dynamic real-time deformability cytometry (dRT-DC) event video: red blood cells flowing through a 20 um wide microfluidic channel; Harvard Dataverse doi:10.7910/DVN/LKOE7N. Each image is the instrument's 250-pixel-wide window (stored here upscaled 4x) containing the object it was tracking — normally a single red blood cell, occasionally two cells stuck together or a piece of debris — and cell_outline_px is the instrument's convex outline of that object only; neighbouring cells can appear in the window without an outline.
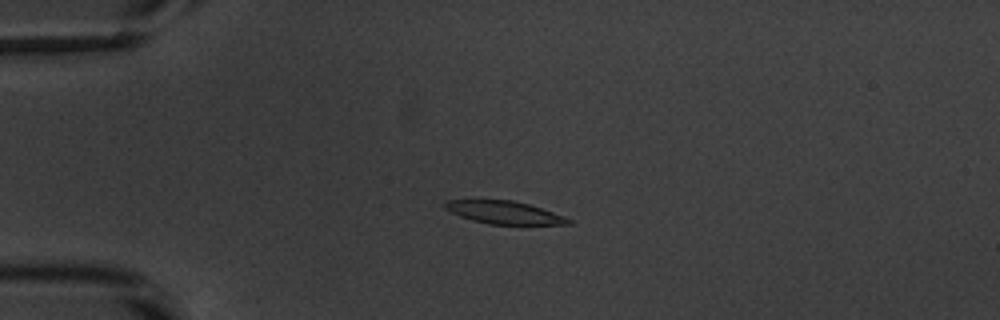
{"species": "common noctule bat (a hibernating species)", "species_latin": "Nyctalus noctula", "temperature_condition": "warm", "stored_images_in_passage": 53, "camera_frame_rate_fps": 3000, "um_per_image_px": 0.085, "animal": {"sex": "male", "body_mass_g": 20.1, "forearm_length_mm": 53.5}, "frame": {"image": 1, "passage_image": 13, "time_ms": 4.0, "image_size_px": [1000, 320], "cell_outline_px": [[572, 224], [488, 224], [472, 220], [460, 216], [444, 208], [444, 200], [512, 200], [528, 204], [564, 216], [572, 220]], "centroid_in_image_um": [42.83, 18.06], "position_along_channel_um": 42.2, "area_um2": 16.18}}
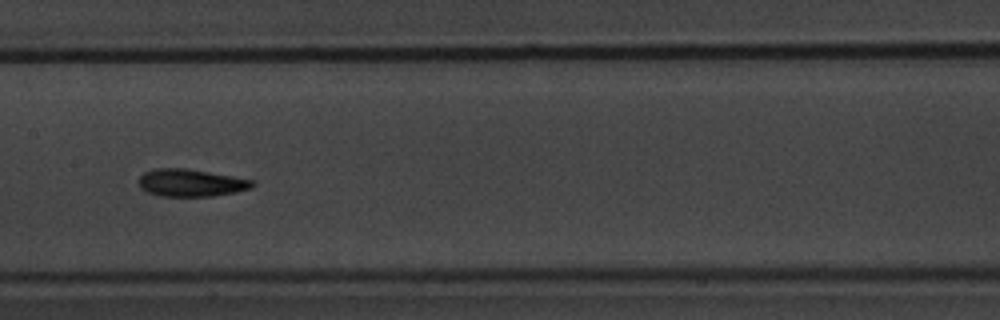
{"frame": {"image": 2, "passage_image": 27, "time_ms": 8.667, "image_size_px": [1000, 320], "cell_outline_px": [[256, 184], [252, 188], [236, 192], [212, 196], [160, 196], [148, 192], [140, 188], [140, 176], [144, 172], [156, 168], [184, 168], [256, 180]], "centroid_in_image_um": [16.27, 15.54], "position_along_channel_um": 191.1, "area_um2": 18.15}}
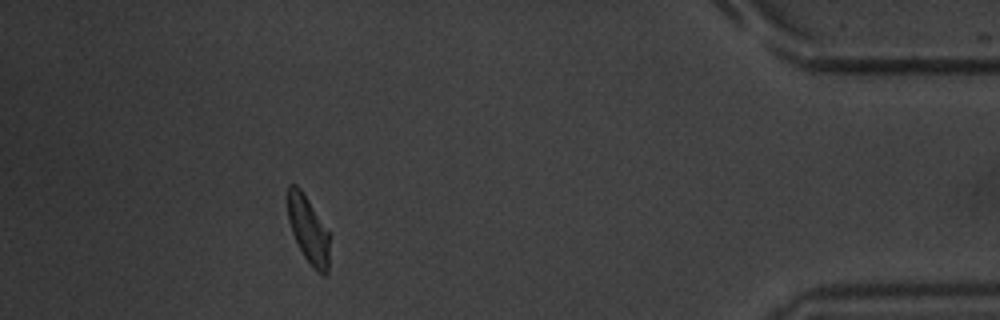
{"frame": {"image": 3, "passage_image": 48, "time_ms": 15.667, "image_size_px": [1000, 320], "cell_outline_px": [[328, 272], [324, 276], [316, 272], [304, 256], [292, 232], [288, 220], [288, 184], [296, 184], [300, 188], [328, 232]], "centroid_in_image_um": [26.19, 19.55], "position_along_channel_um": 409.0, "area_um2": 15.84}, "authors_computed_cell_mechanics": {"area_um2": 17.1666, "velocity_mm_per_s": 3.8129, "shape_relaxation_time_tau1_ms": 3.6825, "shape_relaxation_time_tau2_ms": 4.1819, "deformation_change_tau1": 0.1368, "deformation_change_tau2": 0.1245}}